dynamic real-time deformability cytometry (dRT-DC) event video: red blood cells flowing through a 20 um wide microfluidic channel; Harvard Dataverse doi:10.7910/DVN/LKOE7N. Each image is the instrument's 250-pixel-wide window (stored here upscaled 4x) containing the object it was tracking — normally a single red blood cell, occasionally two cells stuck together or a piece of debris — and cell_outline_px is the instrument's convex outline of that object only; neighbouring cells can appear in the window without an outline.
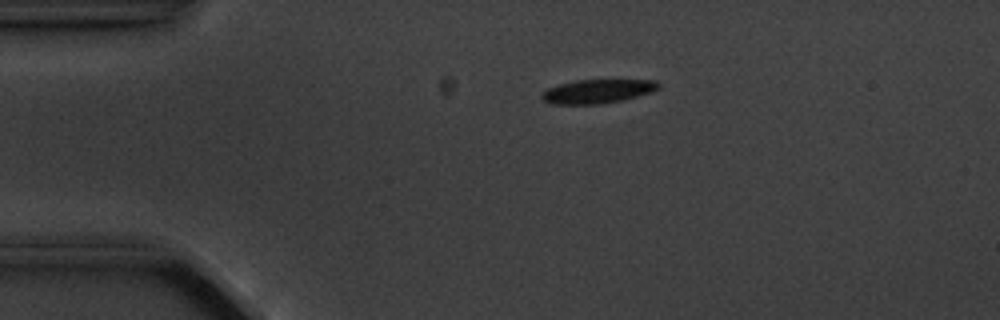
{"species": "common noctule bat (a hibernating species)", "species_latin": "Nyctalus noctula", "temperature_condition": "cold", "stored_images_in_passage": 5, "camera_frame_rate_fps": 3000, "um_per_image_px": 0.085, "animal": {"sex": "male", "body_mass_g": 20.1, "forearm_length_mm": 53.5}, "frame": {"image": 1, "passage_image": 4, "time_ms": 3.667, "image_size_px": [1000, 320], "cell_outline_px": [[660, 88], [652, 92], [624, 100], [600, 104], [552, 104], [544, 100], [540, 96], [548, 88], [560, 84], [576, 80], [656, 80], [660, 84]], "centroid_in_image_um": [50.83, 7.76], "position_along_channel_um": 34.2, "area_um2": 16.24}}